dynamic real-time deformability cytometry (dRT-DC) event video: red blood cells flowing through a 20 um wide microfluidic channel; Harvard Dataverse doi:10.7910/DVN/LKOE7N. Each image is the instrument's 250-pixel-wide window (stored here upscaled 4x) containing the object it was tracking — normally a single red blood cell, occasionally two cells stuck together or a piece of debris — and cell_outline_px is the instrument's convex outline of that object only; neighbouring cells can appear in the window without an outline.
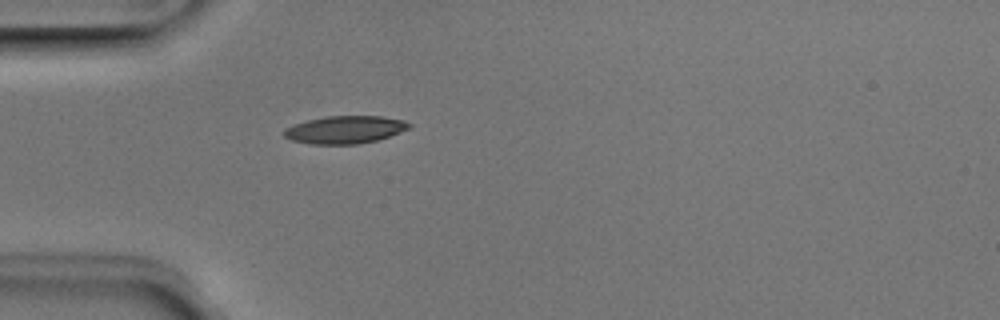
{"species": "Egyptian fruit bat (a non-hibernating species)", "species_latin": "Rousettus aegyptiacus", "temperature_condition": "room temperature", "stored_images_in_passage": 37, "camera_frame_rate_fps": 3000, "um_per_image_px": 0.085, "animal": {"sex": "male"}, "frame": {"image": 1, "passage_image": 1, "time_ms": 0.0, "image_size_px": [1000, 320], "cell_outline_px": [[412, 128], [376, 140], [356, 144], [312, 144], [292, 140], [284, 136], [284, 128], [308, 120], [328, 116], [380, 116], [404, 120], [412, 124]], "centroid_in_image_um": [29.35, 11.02], "position_along_channel_um": 55.6, "area_um2": 20.0}}
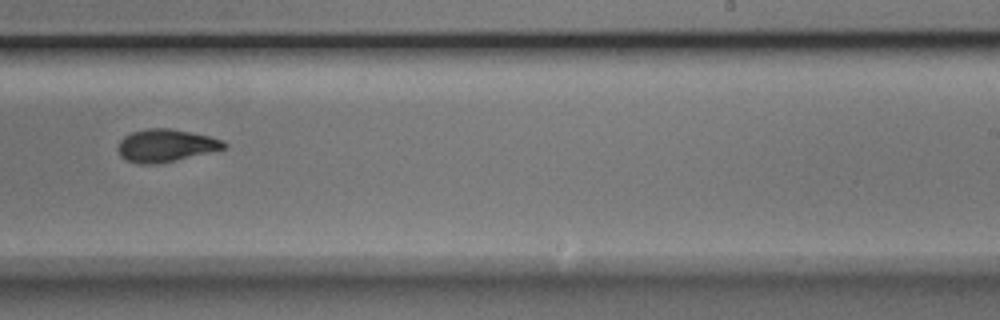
{"frame": {"image": 2, "passage_image": 18, "time_ms": 5.667, "image_size_px": [1000, 320], "cell_outline_px": [[228, 144], [224, 148], [176, 160], [156, 164], [136, 164], [120, 156], [116, 148], [120, 140], [124, 136], [132, 132], [148, 128], [168, 128], [208, 136], [220, 140]], "centroid_in_image_um": [14.01, 12.37], "position_along_channel_um": 275.0, "area_um2": 19.88}}
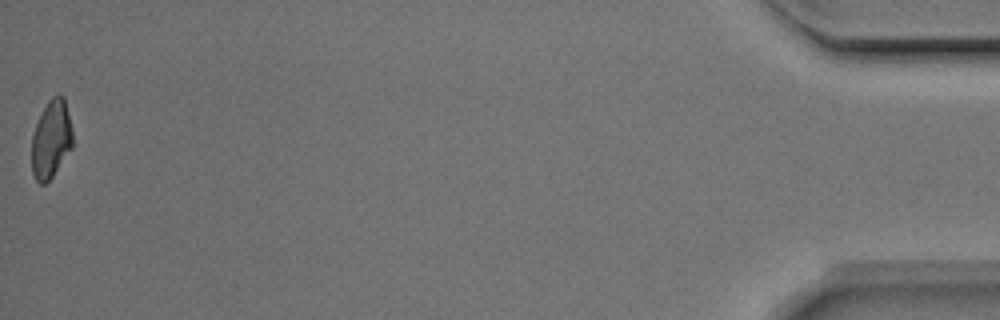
{"frame": {"image": 3, "passage_image": 37, "time_ms": 12.0, "image_size_px": [1000, 320], "cell_outline_px": [[72, 148], [52, 176], [44, 184], [40, 184], [36, 180], [32, 172], [32, 136], [36, 124], [48, 100], [52, 96], [64, 96], [72, 128]], "centroid_in_image_um": [4.35, 11.84], "position_along_channel_um": 430.8, "area_um2": 18.38}, "authors_computed_cell_mechanics": {"area_um2": 19.941, "velocity_mm_per_s": 3.9914, "shape_relaxation_time_tau1_ms": 3.8493, "shape_relaxation_time_tau2_ms": 2.887, "deformation_change_tau1": 0.1723, "deformation_change_tau2": 0.0941}}